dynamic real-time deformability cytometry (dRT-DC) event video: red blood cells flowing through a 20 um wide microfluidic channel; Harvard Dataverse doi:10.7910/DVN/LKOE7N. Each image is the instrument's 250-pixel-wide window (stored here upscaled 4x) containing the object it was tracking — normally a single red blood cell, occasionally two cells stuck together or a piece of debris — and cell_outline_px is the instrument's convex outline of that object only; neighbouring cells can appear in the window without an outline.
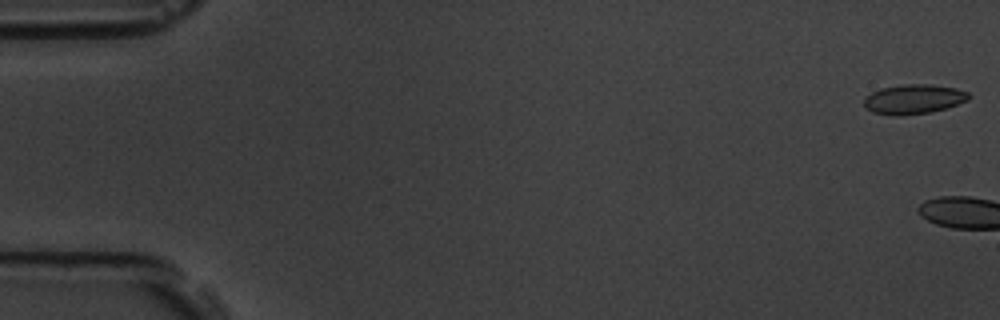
{"species": "common noctule bat (a hibernating species)", "species_latin": "Nyctalus noctula", "temperature_condition": "room temperature", "stored_images_in_passage": 14, "camera_frame_rate_fps": 3000, "um_per_image_px": 0.085, "animal": {"sex": "male", "body_mass_g": 19.5, "forearm_length_mm": 54.6}, "frame": {"image": 1, "passage_image": 1, "time_ms": 0.0, "image_size_px": [1000, 320], "cell_outline_px": [[972, 96], [968, 100], [932, 112], [900, 116], [892, 116], [872, 112], [864, 108], [864, 100], [872, 92], [880, 88], [904, 84], [932, 84], [956, 88], [968, 92]], "centroid_in_image_um": [77.65, 8.43], "position_along_channel_um": 7.3, "area_um2": 18.21}}
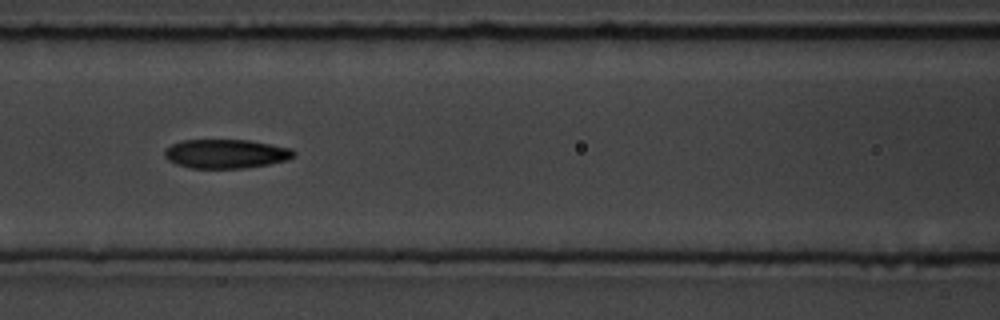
{"frame": {"image": 2, "passage_image": 8, "time_ms": 9.0, "image_size_px": [1000, 320], "cell_outline_px": [[296, 152], [288, 160], [268, 164], [244, 168], [192, 168], [176, 164], [168, 160], [164, 156], [164, 152], [172, 144], [184, 140], [248, 140], [292, 148]], "centroid_in_image_um": [19.21, 13.07], "position_along_channel_um": 147.4, "area_um2": 21.73}}
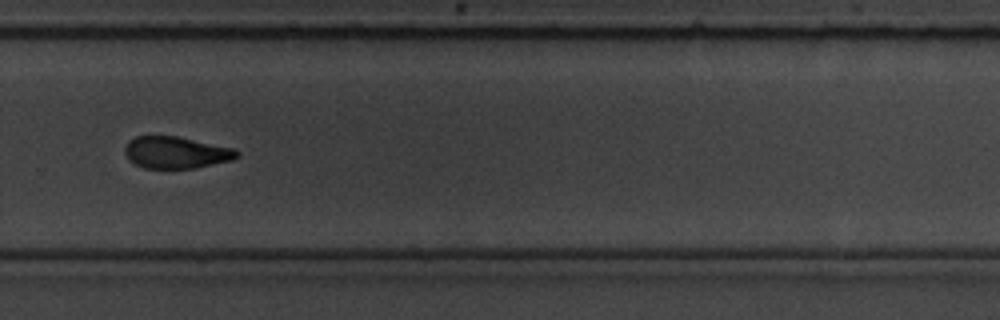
{"frame": {"image": 3, "passage_image": 12, "time_ms": 13.667, "image_size_px": [1000, 320], "cell_outline_px": [[240, 156], [232, 160], [196, 168], [144, 168], [128, 160], [124, 152], [124, 148], [128, 140], [136, 136], [176, 136], [236, 148], [240, 152]], "centroid_in_image_um": [14.98, 12.96], "position_along_channel_um": 314.8, "area_um2": 21.04}, "authors_computed_cell_mechanics": {"area_um2": 21.4727, "velocity_mm_per_s": 3.599, "shape_relaxation_time_tau1_ms": 2.7014, "shape_relaxation_time_tau2_ms": 3.5388, "deformation_change_tau1": 0.0959, "deformation_change_tau2": 0.0807}}